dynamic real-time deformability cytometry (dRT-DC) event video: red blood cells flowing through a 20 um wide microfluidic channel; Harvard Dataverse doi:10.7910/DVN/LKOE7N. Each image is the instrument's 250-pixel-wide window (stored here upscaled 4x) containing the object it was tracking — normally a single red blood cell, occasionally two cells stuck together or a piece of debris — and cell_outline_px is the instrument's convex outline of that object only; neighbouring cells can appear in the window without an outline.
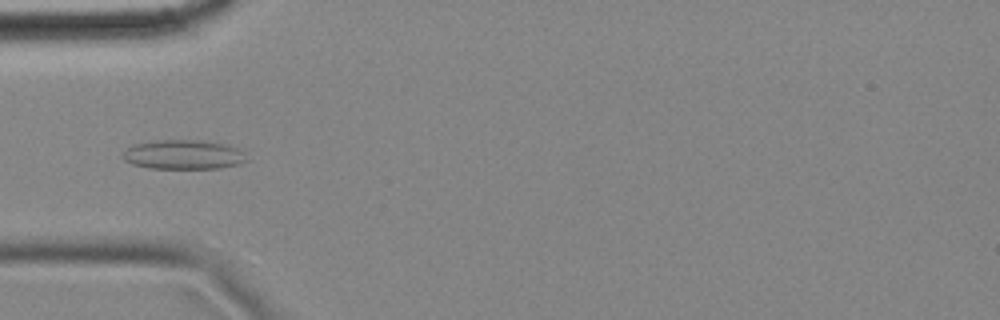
{"species": "common noctule bat (a hibernating species)", "species_latin": "Nyctalus noctula", "temperature_condition": "cold", "stored_images_in_passage": 4, "camera_frame_rate_fps": 3000, "um_per_image_px": 0.085, "animal": {"sex": "female", "body_mass_g": 18.4}, "frame": {"image": 1, "passage_image": 4, "time_ms": 1.0, "image_size_px": [1000, 320], "cell_outline_px": [[248, 160], [240, 164], [220, 168], [152, 168], [132, 164], [124, 160], [120, 156], [128, 148], [136, 144], [156, 140], [192, 140], [224, 144], [236, 148]], "centroid_in_image_um": [15.55, 13.15], "position_along_channel_um": 69.4, "area_um2": 20.81}}